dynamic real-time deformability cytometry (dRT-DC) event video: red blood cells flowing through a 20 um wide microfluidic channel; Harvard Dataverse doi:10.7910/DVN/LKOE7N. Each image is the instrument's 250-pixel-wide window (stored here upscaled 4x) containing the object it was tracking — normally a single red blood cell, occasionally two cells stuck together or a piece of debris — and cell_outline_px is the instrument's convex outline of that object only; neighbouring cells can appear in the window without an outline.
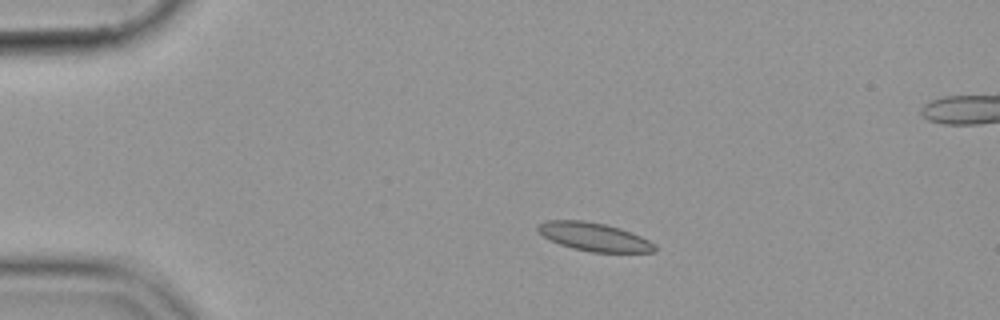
{"species": "common noctule bat (a hibernating species)", "species_latin": "Nyctalus noctula", "temperature_condition": "cold", "stored_images_in_passage": 39, "camera_frame_rate_fps": 3000, "um_per_image_px": 0.085, "animal": {"sex": "female", "body_mass_g": 19.9}, "frame": {"image": 1, "passage_image": 3, "time_ms": 0.667, "image_size_px": [1000, 320], "cell_outline_px": [[656, 252], [592, 252], [572, 248], [560, 244], [544, 236], [536, 228], [536, 224], [544, 220], [584, 220], [604, 224], [620, 228], [640, 236], [656, 244]], "centroid_in_image_um": [50.49, 20.12], "position_along_channel_um": 34.5, "area_um2": 19.25}}
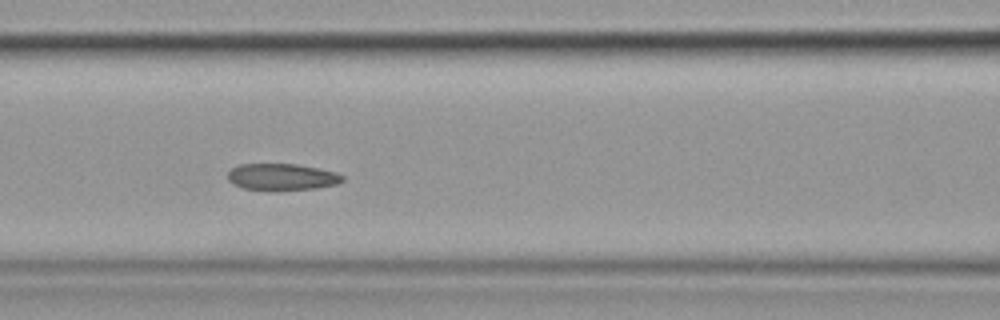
{"frame": {"image": 2, "passage_image": 16, "time_ms": 5.0, "image_size_px": [1000, 320], "cell_outline_px": [[344, 180], [336, 184], [316, 188], [276, 192], [244, 188], [232, 184], [228, 180], [228, 172], [232, 168], [240, 164], [296, 164], [320, 168], [336, 172], [344, 176]], "centroid_in_image_um": [23.96, 15.06], "position_along_channel_um": 142.6, "area_um2": 18.26}}
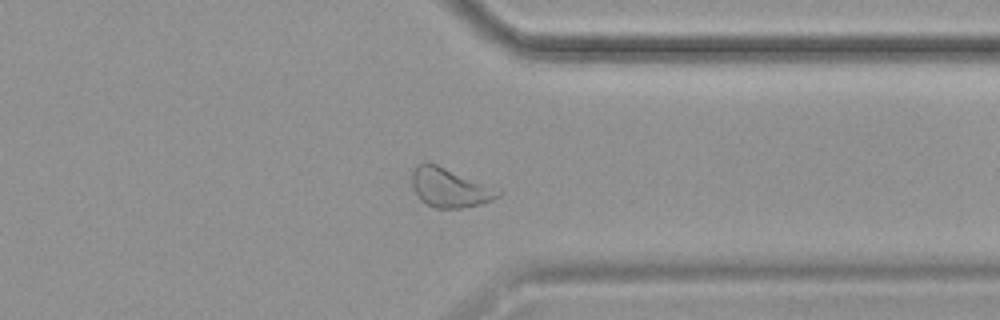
{"frame": {"image": 3, "passage_image": 35, "time_ms": 11.333, "image_size_px": [1000, 320], "cell_outline_px": [[504, 192], [500, 196], [492, 200], [480, 204], [460, 208], [436, 208], [420, 200], [412, 188], [412, 172], [416, 164], [424, 160], [428, 160], [500, 188]], "centroid_in_image_um": [38.24, 15.9], "position_along_channel_um": 373.2, "area_um2": 20.35}}